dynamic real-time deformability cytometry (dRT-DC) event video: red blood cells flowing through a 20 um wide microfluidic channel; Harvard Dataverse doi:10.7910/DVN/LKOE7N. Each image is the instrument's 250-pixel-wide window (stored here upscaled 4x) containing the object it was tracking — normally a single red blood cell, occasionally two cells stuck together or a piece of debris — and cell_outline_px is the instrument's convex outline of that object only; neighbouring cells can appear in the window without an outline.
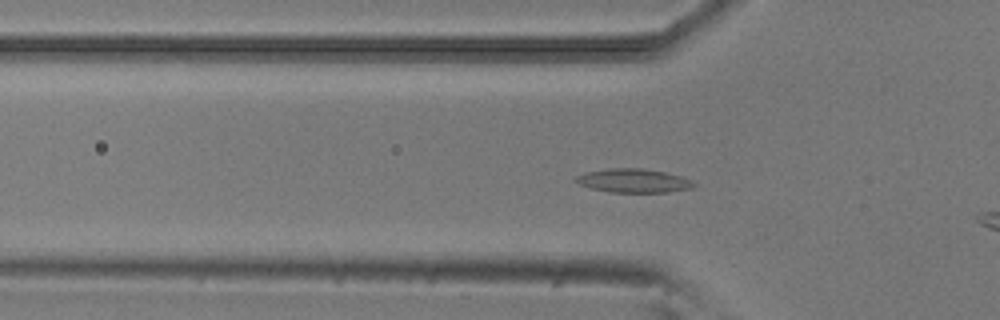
{"species": "common noctule bat (a hibernating species)", "species_latin": "Nyctalus noctula", "temperature_condition": "room temperature", "stored_images_in_passage": 5, "camera_frame_rate_fps": 3000, "um_per_image_px": 0.085, "animal": {"sex": "male", "body_mass_g": 20.5, "forearm_length_mm": 52.5}, "frame": {"image": 1, "passage_image": 2, "time_ms": 0.333, "image_size_px": [1000, 320], "cell_outline_px": [[696, 184], [692, 188], [668, 192], [612, 192], [592, 188], [580, 184], [576, 180], [576, 176], [584, 172], [608, 168], [644, 168], [664, 172], [680, 176]], "centroid_in_image_um": [53.83, 15.35], "position_along_channel_um": 72.0, "area_um2": 16.13}}